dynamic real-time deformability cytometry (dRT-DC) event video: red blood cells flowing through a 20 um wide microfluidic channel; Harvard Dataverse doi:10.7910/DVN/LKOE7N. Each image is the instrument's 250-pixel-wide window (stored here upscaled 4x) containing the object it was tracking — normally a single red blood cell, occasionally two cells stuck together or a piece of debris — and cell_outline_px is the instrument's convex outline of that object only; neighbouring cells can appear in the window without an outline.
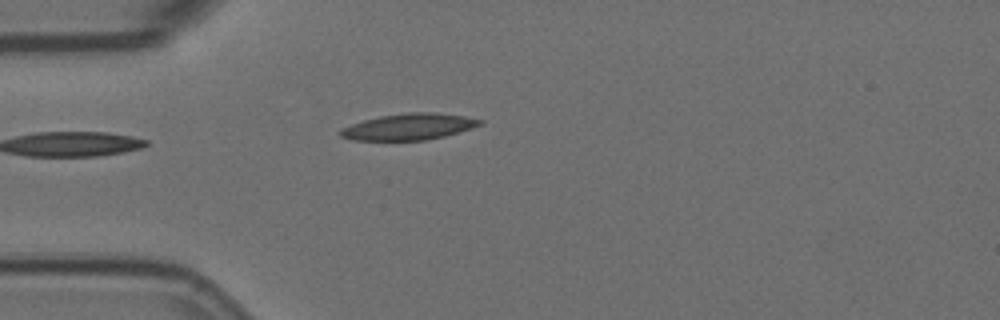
{"species": "Egyptian fruit bat (a non-hibernating species)", "species_latin": "Rousettus aegyptiacus", "temperature_condition": "room temperature", "stored_images_in_passage": 2, "camera_frame_rate_fps": 3000, "um_per_image_px": 0.085, "animal": {"sex": "female"}, "frame": {"image": 1, "passage_image": 2, "time_ms": 0.333, "image_size_px": [1000, 320], "cell_outline_px": [[484, 124], [472, 128], [444, 136], [424, 140], [352, 140], [340, 136], [336, 132], [340, 128], [364, 120], [380, 116], [408, 112], [432, 112], [464, 116], [484, 120]], "centroid_in_image_um": [34.74, 10.77], "position_along_channel_um": 50.3, "area_um2": 21.44}}